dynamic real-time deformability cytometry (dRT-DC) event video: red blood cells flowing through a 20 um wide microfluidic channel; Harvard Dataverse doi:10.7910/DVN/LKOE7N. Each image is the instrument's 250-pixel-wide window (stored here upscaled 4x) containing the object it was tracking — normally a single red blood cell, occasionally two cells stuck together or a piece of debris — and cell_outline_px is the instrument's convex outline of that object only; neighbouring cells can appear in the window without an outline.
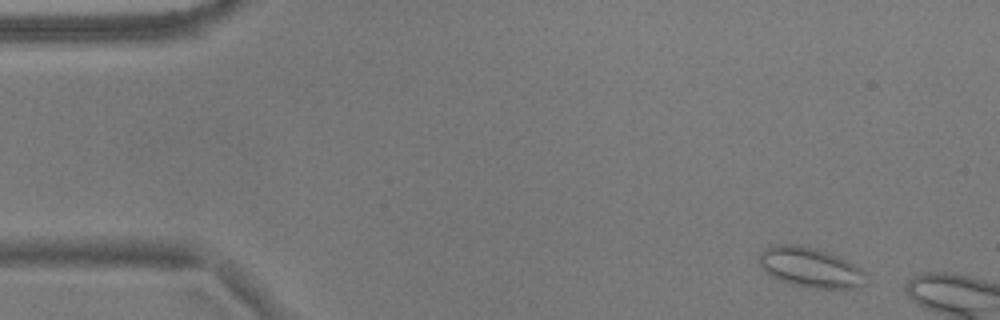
{"species": "common noctule bat (a hibernating species)", "species_latin": "Nyctalus noctula", "temperature_condition": "warm", "stored_images_in_passage": 12, "camera_frame_rate_fps": 3000, "um_per_image_px": 0.085, "animal": {"sex": "male", "body_mass_g": 17.9}, "frame": {"image": 1, "passage_image": 4, "time_ms": 1.0, "image_size_px": [1000, 320], "cell_outline_px": [[868, 284], [856, 288], [816, 288], [792, 284], [772, 276], [760, 264], [760, 252], [772, 244], [800, 244], [816, 248], [828, 252], [860, 268]], "centroid_in_image_um": [68.88, 22.71], "position_along_channel_um": 16.1, "area_um2": 24.45}}